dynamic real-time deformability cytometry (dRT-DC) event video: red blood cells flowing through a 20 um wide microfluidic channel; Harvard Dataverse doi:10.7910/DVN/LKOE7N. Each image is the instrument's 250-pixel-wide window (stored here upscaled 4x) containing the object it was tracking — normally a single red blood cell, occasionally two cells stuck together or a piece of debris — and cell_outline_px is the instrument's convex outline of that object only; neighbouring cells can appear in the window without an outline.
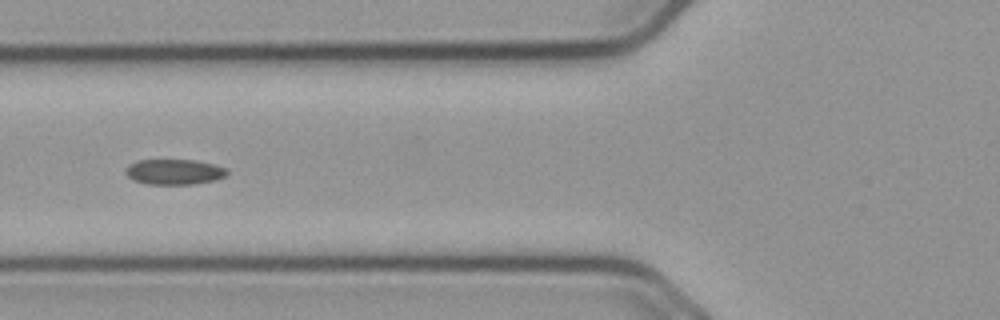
{"species": "common noctule bat (a hibernating species)", "species_latin": "Nyctalus noctula", "temperature_condition": "cold", "stored_images_in_passage": 57, "segment_of_instrument_passage": [2, 2], "camera_frame_rate_fps": 3000, "um_per_image_px": 0.085, "animal": {"sex": "male", "body_mass_g": 23.1, "forearm_length_mm": 52.7}, "frame": {"image": 1, "passage_image": 23, "time_ms": 7.333, "image_size_px": [1000, 320], "cell_outline_px": [[228, 172], [224, 176], [216, 180], [192, 184], [148, 184], [132, 180], [124, 172], [124, 168], [128, 164], [136, 160], [196, 160], [228, 168]], "centroid_in_image_um": [14.77, 14.6], "position_along_channel_um": 111.0, "area_um2": 15.14}}
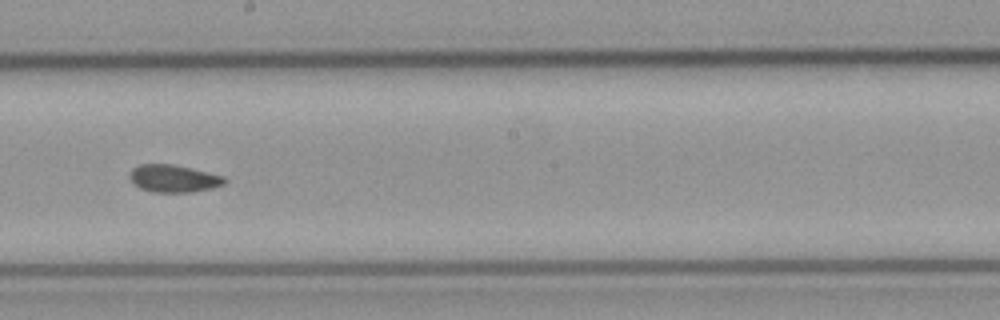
{"frame": {"image": 2, "passage_image": 33, "time_ms": 10.667, "image_size_px": [1000, 320], "cell_outline_px": [[228, 180], [224, 184], [212, 188], [192, 192], [152, 192], [140, 188], [132, 184], [128, 176], [128, 172], [132, 168], [140, 164], [172, 164], [192, 168], [224, 176]], "centroid_in_image_um": [14.72, 15.17], "position_along_channel_um": 233.5, "area_um2": 15.43}}
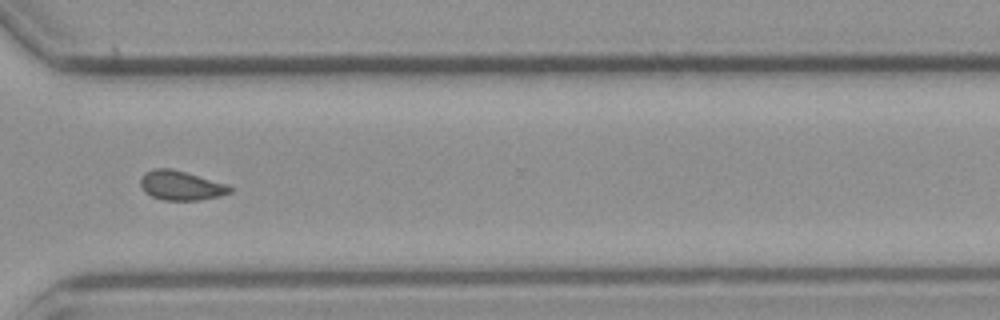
{"frame": {"image": 3, "passage_image": 43, "time_ms": 14.0, "image_size_px": [1000, 320], "cell_outline_px": [[232, 192], [220, 196], [200, 200], [164, 200], [152, 196], [144, 192], [140, 184], [140, 176], [144, 172], [152, 168], [172, 168], [228, 184], [232, 188]], "centroid_in_image_um": [15.36, 15.75], "position_along_channel_um": 355.2, "area_um2": 15.55}}